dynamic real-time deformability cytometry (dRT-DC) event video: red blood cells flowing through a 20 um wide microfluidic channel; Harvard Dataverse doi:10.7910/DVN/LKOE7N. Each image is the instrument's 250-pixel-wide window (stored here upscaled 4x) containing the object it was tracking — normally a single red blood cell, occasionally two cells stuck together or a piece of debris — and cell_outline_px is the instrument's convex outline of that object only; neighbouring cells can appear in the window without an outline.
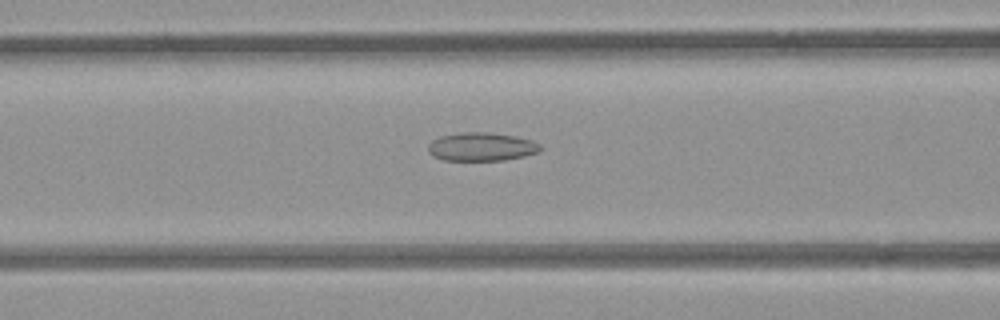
{"species": "common noctule bat (a hibernating species)", "species_latin": "Nyctalus noctula", "temperature_condition": "room temperature", "stored_images_in_passage": 36, "camera_frame_rate_fps": 3000, "um_per_image_px": 0.085, "animal": {"sex": "female", "body_mass_g": 21.9}, "frame": {"image": 1, "passage_image": 11, "time_ms": 3.333, "image_size_px": [1000, 320], "cell_outline_px": [[540, 152], [524, 156], [504, 160], [444, 160], [432, 156], [428, 152], [428, 144], [432, 140], [440, 136], [464, 132], [488, 132], [516, 136], [532, 140], [540, 144]], "centroid_in_image_um": [40.92, 12.47], "position_along_channel_um": 125.7, "area_um2": 18.67}}
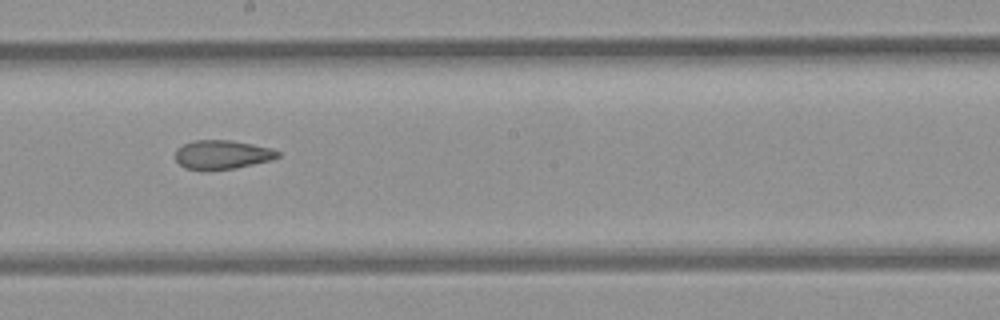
{"frame": {"image": 2, "passage_image": 19, "time_ms": 6.0, "image_size_px": [1000, 320], "cell_outline_px": [[280, 156], [272, 160], [236, 168], [184, 168], [176, 160], [176, 148], [184, 144], [196, 140], [232, 140], [272, 148], [280, 152]], "centroid_in_image_um": [18.93, 13.11], "position_along_channel_um": 229.3, "area_um2": 16.94}}
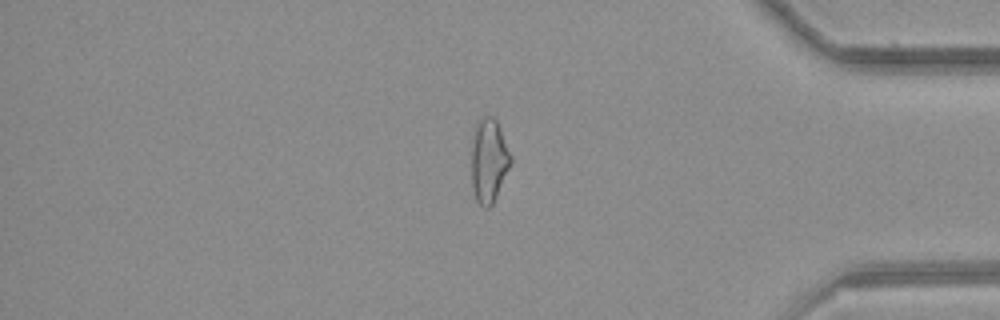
{"frame": {"image": 3, "passage_image": 34, "time_ms": 11.0, "image_size_px": [1000, 320], "cell_outline_px": [[512, 164], [492, 204], [488, 208], [484, 208], [476, 200], [472, 188], [472, 136], [476, 120], [480, 116], [492, 116], [496, 120], [500, 128], [512, 156]], "centroid_in_image_um": [41.55, 13.61], "position_along_channel_um": 393.7, "area_um2": 19.48}, "authors_computed_cell_mechanics": {"area_um2": 18.1781, "velocity_mm_per_s": 3.883, "shape_relaxation_time_tau1_ms": null, "shape_relaxation_time_tau2_ms": 4.1932, "deformation_change_tau1": null, "deformation_change_tau2": 0.1247}}